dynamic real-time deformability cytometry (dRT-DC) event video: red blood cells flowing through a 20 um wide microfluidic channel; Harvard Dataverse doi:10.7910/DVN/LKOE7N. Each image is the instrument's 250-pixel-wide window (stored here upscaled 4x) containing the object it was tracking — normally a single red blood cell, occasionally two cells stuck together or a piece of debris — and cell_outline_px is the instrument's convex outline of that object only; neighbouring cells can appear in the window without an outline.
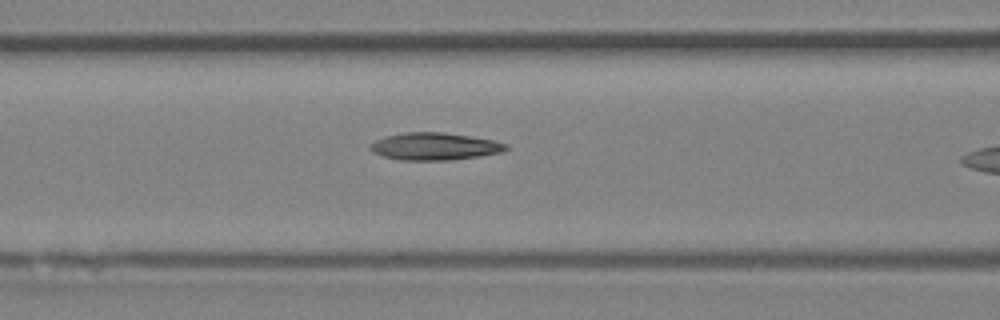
{"species": "Egyptian fruit bat (a non-hibernating species)", "species_latin": "Rousettus aegyptiacus", "temperature_condition": "room temperature", "stored_images_in_passage": 24, "camera_frame_rate_fps": 3000, "um_per_image_px": 0.085, "animal": {"sex": "female"}, "frame": {"image": 1, "passage_image": 14, "time_ms": 4.333, "image_size_px": [1000, 320], "cell_outline_px": [[508, 148], [500, 152], [452, 160], [400, 160], [384, 156], [372, 152], [368, 148], [368, 144], [384, 136], [404, 132], [444, 132], [492, 140], [508, 144]], "centroid_in_image_um": [36.87, 12.44], "position_along_channel_um": 129.7, "area_um2": 21.56}}
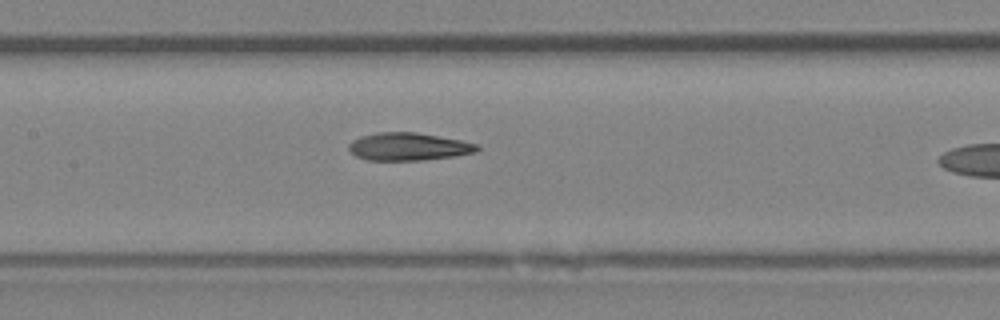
{"frame": {"image": 2, "passage_image": 17, "time_ms": 5.333, "image_size_px": [1000, 320], "cell_outline_px": [[480, 148], [476, 152], [456, 156], [424, 160], [368, 160], [356, 156], [348, 148], [348, 144], [352, 140], [360, 136], [376, 132], [416, 132], [460, 140], [476, 144]], "centroid_in_image_um": [34.7, 12.46], "position_along_channel_um": 172.7, "area_um2": 20.75}}